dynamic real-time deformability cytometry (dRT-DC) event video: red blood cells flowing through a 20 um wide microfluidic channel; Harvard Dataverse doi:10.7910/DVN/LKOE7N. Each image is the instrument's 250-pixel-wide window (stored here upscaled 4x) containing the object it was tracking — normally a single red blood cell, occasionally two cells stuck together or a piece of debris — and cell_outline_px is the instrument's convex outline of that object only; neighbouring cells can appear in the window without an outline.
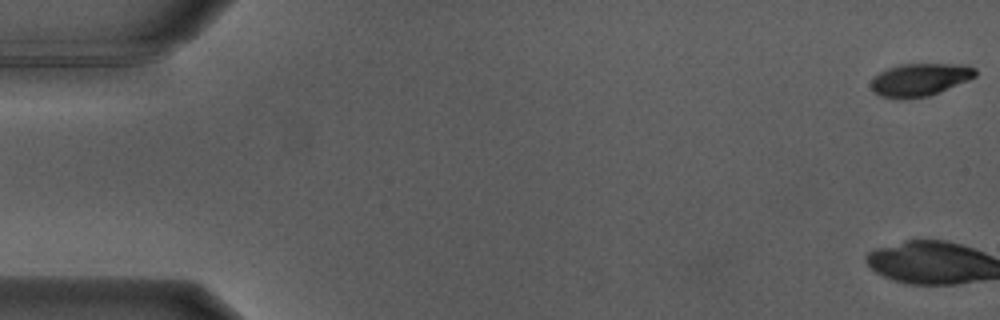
{"species": "Egyptian fruit bat (a non-hibernating species)", "species_latin": "Rousettus aegyptiacus", "temperature_condition": "warm", "stored_images_in_passage": 6, "camera_frame_rate_fps": 3000, "um_per_image_px": 0.085, "animal": {"sex": "male"}, "frame": {"image": 1, "passage_image": 1, "time_ms": 0.0, "image_size_px": [1000, 320], "cell_outline_px": [[976, 76], [968, 80], [928, 96], [904, 100], [900, 100], [880, 96], [872, 88], [872, 80], [880, 72], [888, 68], [900, 64], [964, 64], [976, 68]], "centroid_in_image_um": [78.2, 6.78], "position_along_channel_um": 6.8, "area_um2": 19.83}}